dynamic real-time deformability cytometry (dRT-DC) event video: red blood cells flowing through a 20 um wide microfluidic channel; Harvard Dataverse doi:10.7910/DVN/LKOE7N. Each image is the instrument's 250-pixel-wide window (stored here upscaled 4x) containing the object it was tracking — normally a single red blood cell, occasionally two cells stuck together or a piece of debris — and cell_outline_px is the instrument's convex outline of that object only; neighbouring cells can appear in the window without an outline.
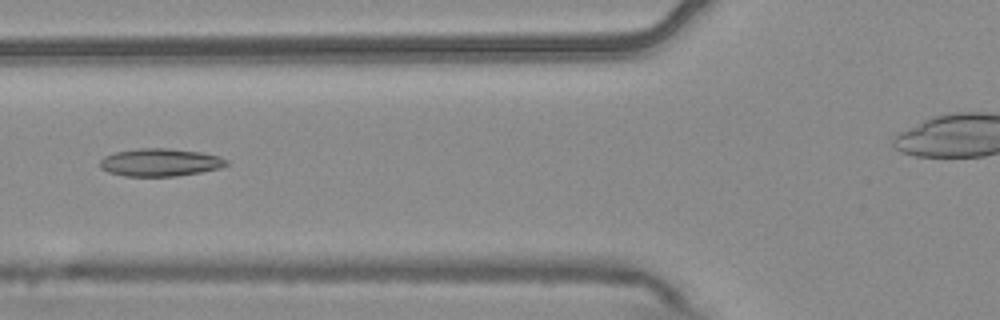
{"species": "common noctule bat (a hibernating species)", "species_latin": "Nyctalus noctula", "temperature_condition": "warm", "stored_images_in_passage": 6, "camera_frame_rate_fps": 3000, "um_per_image_px": 0.085, "animal": {"sex": "male", "body_mass_g": 20.4}, "frame": {"image": 1, "passage_image": 6, "time_ms": 1.667, "image_size_px": [1000, 320], "cell_outline_px": [[228, 164], [220, 168], [200, 172], [176, 176], [124, 176], [108, 172], [100, 168], [100, 160], [104, 156], [116, 152], [140, 148], [168, 148], [200, 152], [216, 156], [228, 160]], "centroid_in_image_um": [13.58, 13.8], "position_along_channel_um": 112.2, "area_um2": 20.35}}